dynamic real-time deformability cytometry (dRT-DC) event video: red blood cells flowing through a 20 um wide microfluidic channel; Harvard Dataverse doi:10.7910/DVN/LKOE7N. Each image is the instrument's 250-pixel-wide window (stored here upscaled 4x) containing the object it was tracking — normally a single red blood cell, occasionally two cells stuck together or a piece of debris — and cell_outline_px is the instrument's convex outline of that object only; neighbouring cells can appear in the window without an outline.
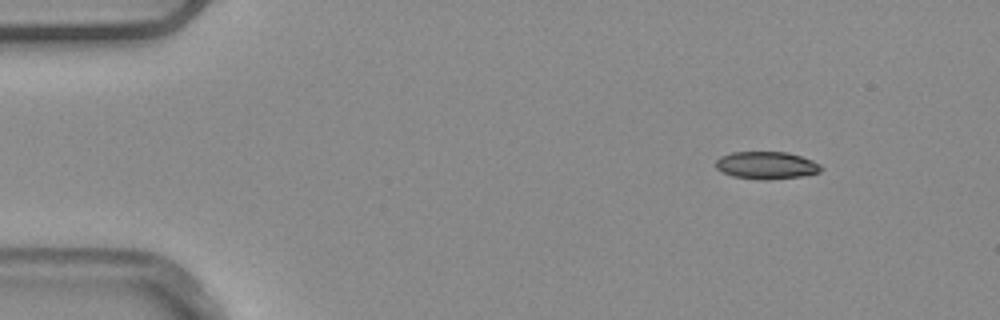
{"species": "common noctule bat (a hibernating species)", "species_latin": "Nyctalus noctula", "temperature_condition": "warm", "stored_images_in_passage": 6, "camera_frame_rate_fps": 3000, "um_per_image_px": 0.085, "animal": {"sex": "male", "body_mass_g": 20.4}, "frame": {"image": 1, "passage_image": 2, "time_ms": 0.333, "image_size_px": [1000, 320], "cell_outline_px": [[824, 168], [820, 172], [800, 176], [768, 180], [764, 180], [732, 176], [716, 168], [716, 160], [720, 156], [732, 152], [788, 152], [812, 160], [820, 164]], "centroid_in_image_um": [65.16, 14.05], "position_along_channel_um": 19.8, "area_um2": 16.82}}
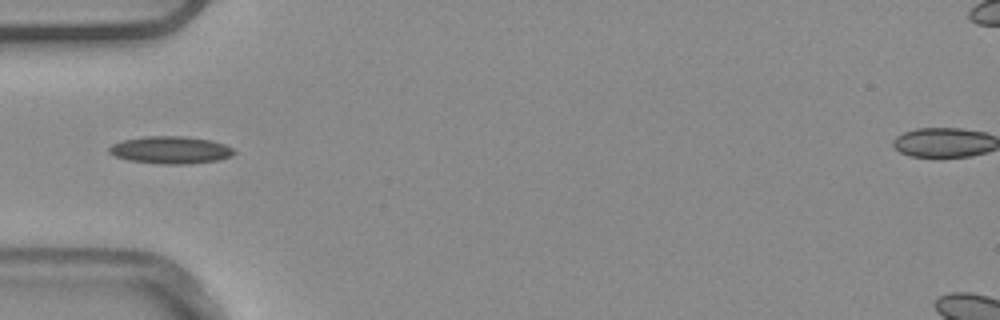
{"frame": {"image": 2, "passage_image": 5, "time_ms": 1.333, "image_size_px": [1000, 320], "cell_outline_px": [[236, 152], [232, 156], [220, 160], [188, 164], [160, 164], [128, 160], [116, 156], [108, 152], [108, 148], [112, 144], [124, 140], [144, 136], [184, 136], [212, 140], [224, 144], [232, 148]], "centroid_in_image_um": [14.52, 12.75], "position_along_channel_um": 70.5, "area_um2": 20.06}}